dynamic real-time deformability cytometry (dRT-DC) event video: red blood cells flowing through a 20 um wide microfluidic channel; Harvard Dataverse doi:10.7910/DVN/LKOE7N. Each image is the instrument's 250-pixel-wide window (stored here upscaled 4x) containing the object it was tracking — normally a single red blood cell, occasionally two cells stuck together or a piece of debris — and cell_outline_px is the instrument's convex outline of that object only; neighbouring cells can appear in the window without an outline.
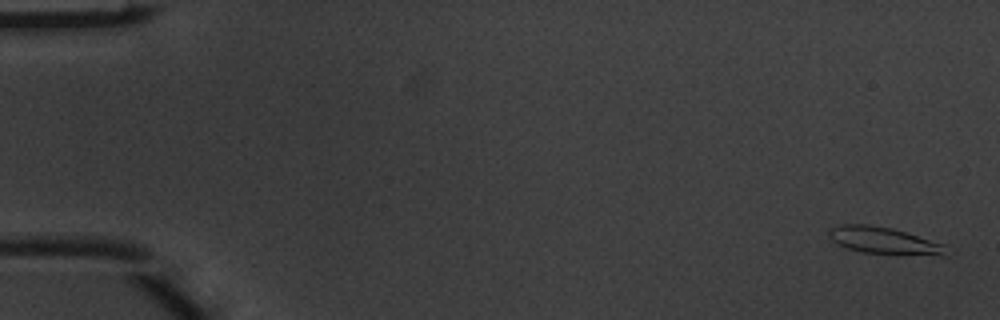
{"species": "common noctule bat (a hibernating species)", "species_latin": "Nyctalus noctula", "temperature_condition": "warm", "stored_images_in_passage": 6, "segment_of_instrument_passage": [1, 2], "camera_frame_rate_fps": 3000, "um_per_image_px": 0.085, "animal": {"sex": "male", "body_mass_g": 20.1, "forearm_length_mm": 53.5}, "frame": {"image": 1, "passage_image": 1, "time_ms": 0.0, "image_size_px": [1000, 320], "cell_outline_px": [[948, 256], [940, 256], [864, 252], [848, 248], [832, 240], [828, 236], [828, 232], [832, 228], [840, 224], [868, 224], [892, 228], [944, 244]], "centroid_in_image_um": [75.16, 20.45], "position_along_channel_um": 9.8, "area_um2": 18.15}}